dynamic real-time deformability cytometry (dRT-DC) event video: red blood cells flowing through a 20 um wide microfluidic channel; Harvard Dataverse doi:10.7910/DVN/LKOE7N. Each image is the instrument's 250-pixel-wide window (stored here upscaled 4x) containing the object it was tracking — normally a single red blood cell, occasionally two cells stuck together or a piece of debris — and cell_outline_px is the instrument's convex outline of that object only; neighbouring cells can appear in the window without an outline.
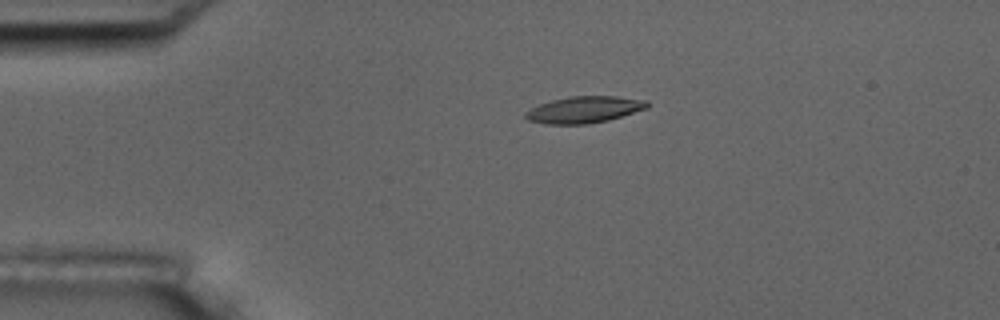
{"species": "common noctule bat (a hibernating species)", "species_latin": "Nyctalus noctula", "temperature_condition": "room temperature", "stored_images_in_passage": 5, "camera_frame_rate_fps": 3000, "um_per_image_px": 0.085, "animal": {"sex": "male", "body_mass_g": 17.5, "forearm_length_mm": 52.3}, "frame": {"image": 1, "passage_image": 4, "time_ms": 3.667, "image_size_px": [1000, 320], "cell_outline_px": [[648, 108], [608, 120], [588, 124], [544, 124], [528, 120], [524, 116], [524, 112], [540, 104], [552, 100], [568, 96], [616, 96], [648, 100]], "centroid_in_image_um": [49.65, 9.32], "position_along_channel_um": 35.3, "area_um2": 18.9}}